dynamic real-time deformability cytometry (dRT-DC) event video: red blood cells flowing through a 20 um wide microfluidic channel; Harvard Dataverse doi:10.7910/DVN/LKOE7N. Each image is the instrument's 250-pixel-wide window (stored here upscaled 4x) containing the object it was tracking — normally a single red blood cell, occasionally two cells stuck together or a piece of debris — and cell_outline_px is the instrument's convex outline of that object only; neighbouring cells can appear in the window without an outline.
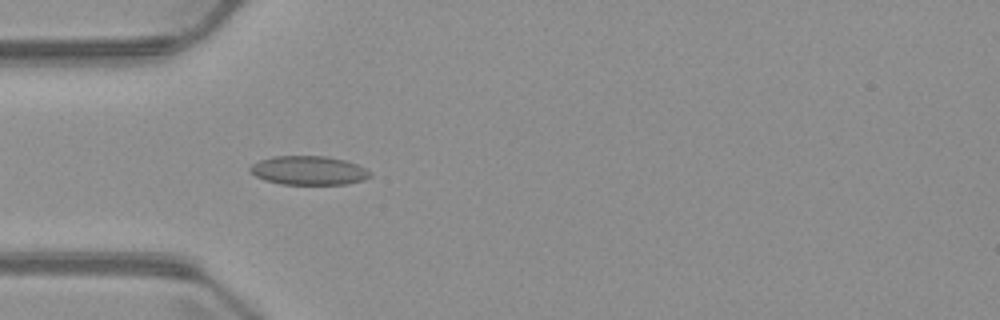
{"species": "common noctule bat (a hibernating species)", "species_latin": "Nyctalus noctula", "temperature_condition": "warm", "stored_images_in_passage": 4, "camera_frame_rate_fps": 3000, "um_per_image_px": 0.085, "animal": {"sex": "male", "body_mass_g": 23.1, "forearm_length_mm": 52.7}, "frame": {"image": 1, "passage_image": 4, "time_ms": 4.0, "image_size_px": [1000, 320], "cell_outline_px": [[372, 176], [364, 180], [344, 184], [280, 184], [264, 180], [256, 176], [248, 168], [252, 164], [260, 160], [272, 156], [324, 156], [344, 160], [356, 164], [372, 172]], "centroid_in_image_um": [26.23, 14.49], "position_along_channel_um": 58.8, "area_um2": 20.17}}